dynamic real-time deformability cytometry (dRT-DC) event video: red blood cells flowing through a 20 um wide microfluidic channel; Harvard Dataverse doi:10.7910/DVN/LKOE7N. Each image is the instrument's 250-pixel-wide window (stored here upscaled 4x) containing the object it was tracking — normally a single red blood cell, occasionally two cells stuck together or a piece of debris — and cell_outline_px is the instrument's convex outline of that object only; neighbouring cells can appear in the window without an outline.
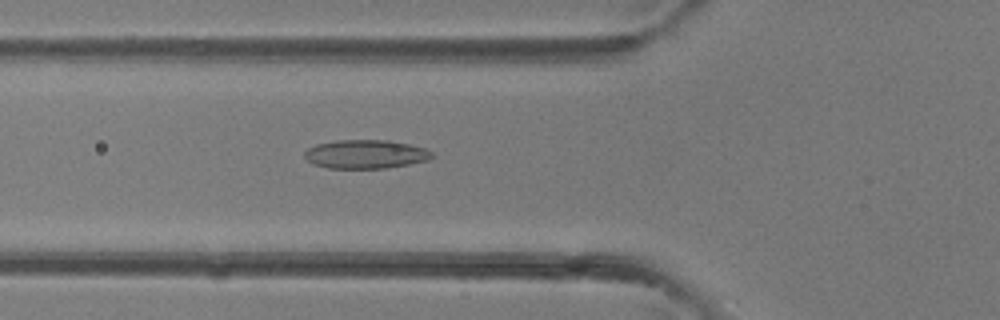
{"species": "common noctule bat (a hibernating species)", "species_latin": "Nyctalus noctula", "temperature_condition": "room temperature", "stored_images_in_passage": 30, "camera_frame_rate_fps": 3000, "um_per_image_px": 0.085, "animal": {"sex": "female"}, "frame": {"image": 1, "passage_image": 14, "time_ms": 4.333, "image_size_px": [1000, 320], "cell_outline_px": [[432, 156], [428, 160], [388, 168], [328, 168], [312, 164], [304, 156], [304, 152], [308, 148], [316, 144], [336, 140], [388, 140], [408, 144], [424, 148], [432, 152]], "centroid_in_image_um": [31.04, 13.1], "position_along_channel_um": 94.8, "area_um2": 21.27}}
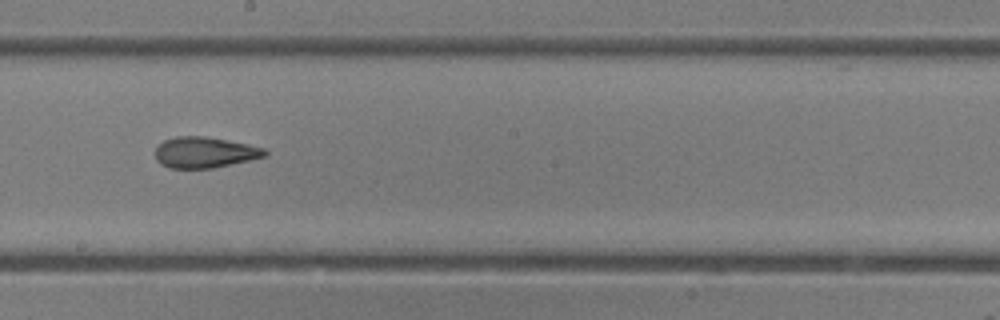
{"frame": {"image": 2, "passage_image": 22, "time_ms": 7.0, "image_size_px": [1000, 320], "cell_outline_px": [[268, 152], [264, 156], [248, 160], [212, 168], [168, 168], [160, 164], [156, 160], [156, 144], [164, 140], [176, 136], [204, 136], [248, 144], [264, 148]], "centroid_in_image_um": [17.34, 12.95], "position_along_channel_um": 230.9, "area_um2": 19.65}}
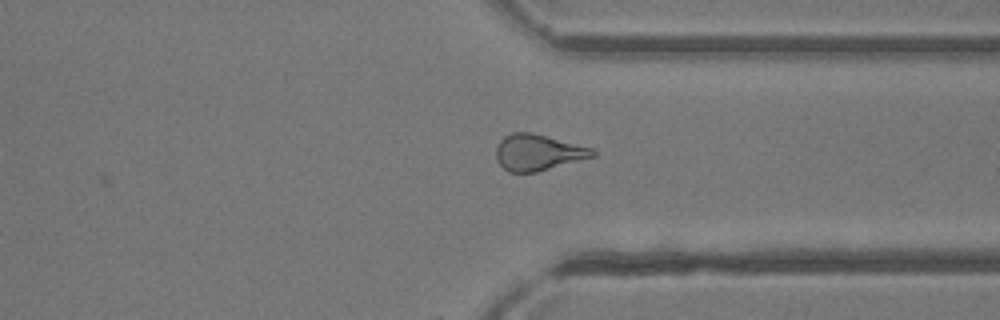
{"frame": {"image": 3, "passage_image": 30, "time_ms": 9.667, "image_size_px": [1000, 320], "cell_outline_px": [[596, 156], [536, 172], [508, 172], [496, 160], [496, 148], [500, 140], [504, 136], [512, 132], [532, 132], [592, 148], [596, 152]], "centroid_in_image_um": [45.71, 12.95], "position_along_channel_um": 365.7, "area_um2": 20.29}}